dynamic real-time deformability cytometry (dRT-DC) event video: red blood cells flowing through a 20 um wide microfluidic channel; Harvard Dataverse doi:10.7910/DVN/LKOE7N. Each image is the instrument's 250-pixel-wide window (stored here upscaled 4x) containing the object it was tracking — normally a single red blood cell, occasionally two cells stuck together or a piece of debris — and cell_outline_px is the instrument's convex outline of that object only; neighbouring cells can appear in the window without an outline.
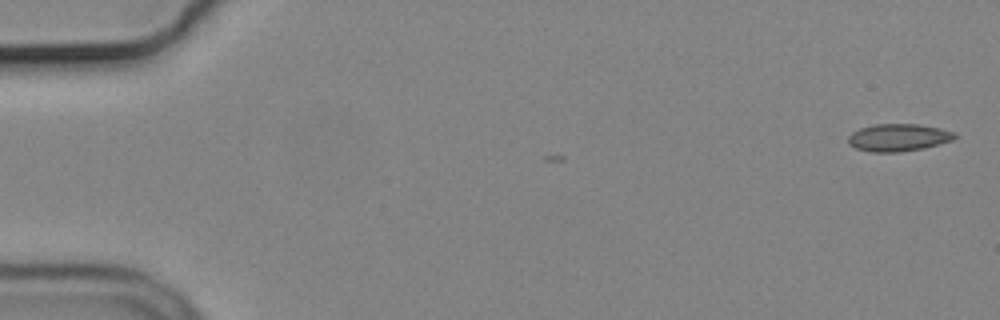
{"species": "common noctule bat (a hibernating species)", "species_latin": "Nyctalus noctula", "temperature_condition": "cold", "stored_images_in_passage": 5, "camera_frame_rate_fps": 3000, "um_per_image_px": 0.085, "animal": {"sex": "male", "body_mass_g": 19.2, "forearm_length_mm": 51.8}, "frame": {"image": 1, "passage_image": 1, "time_ms": 0.0, "image_size_px": [1000, 320], "cell_outline_px": [[960, 136], [952, 140], [924, 148], [900, 152], [872, 152], [856, 148], [848, 144], [848, 136], [852, 132], [860, 128], [872, 124], [920, 124], [940, 128], [956, 132]], "centroid_in_image_um": [76.38, 11.68], "position_along_channel_um": 8.6, "area_um2": 17.22}}